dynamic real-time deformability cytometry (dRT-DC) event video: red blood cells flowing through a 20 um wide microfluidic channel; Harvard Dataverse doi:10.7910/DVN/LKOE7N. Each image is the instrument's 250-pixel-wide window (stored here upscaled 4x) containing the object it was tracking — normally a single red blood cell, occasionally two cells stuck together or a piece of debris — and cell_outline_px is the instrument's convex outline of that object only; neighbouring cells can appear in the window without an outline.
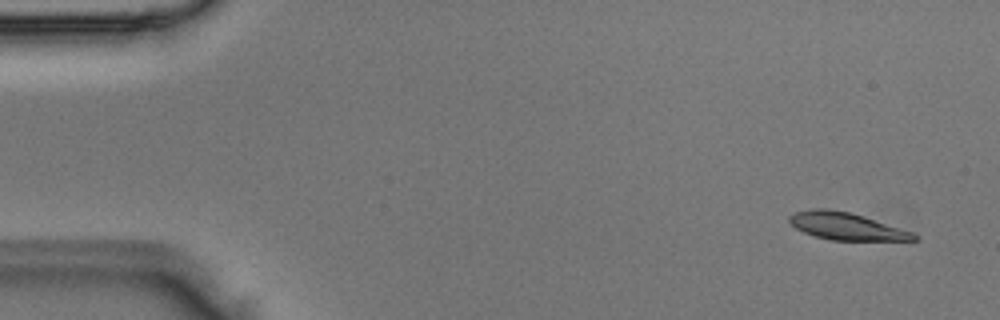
{"species": "Egyptian fruit bat (a non-hibernating species)", "species_latin": "Rousettus aegyptiacus", "temperature_condition": "room temperature", "stored_images_in_passage": 5, "camera_frame_rate_fps": 3000, "um_per_image_px": 0.085, "animal": {"sex": "male"}, "frame": {"image": 1, "passage_image": 1, "time_ms": 0.0, "image_size_px": [1000, 320], "cell_outline_px": [[920, 240], [832, 240], [816, 236], [804, 232], [796, 228], [788, 220], [788, 216], [796, 212], [812, 208], [828, 208], [848, 212], [864, 216], [912, 232], [920, 236]], "centroid_in_image_um": [71.95, 19.22], "position_along_channel_um": 13.1, "area_um2": 19.65}}
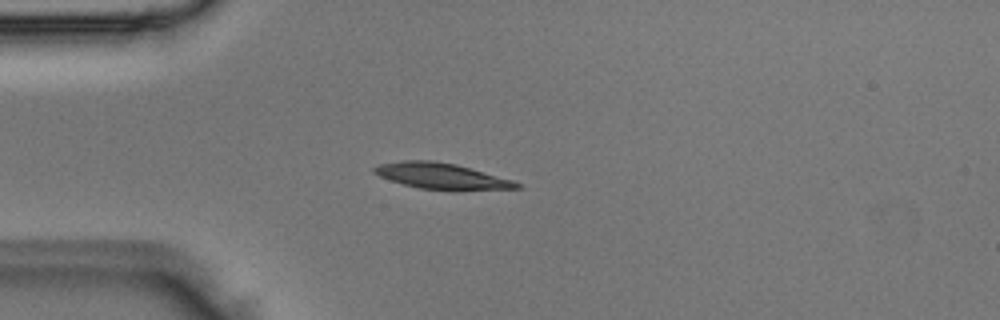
{"frame": {"image": 2, "passage_image": 4, "time_ms": 1.0, "image_size_px": [1000, 320], "cell_outline_px": [[520, 188], [452, 192], [420, 188], [404, 184], [380, 176], [372, 172], [372, 168], [380, 164], [400, 160], [432, 160], [456, 164], [512, 180], [520, 184]], "centroid_in_image_um": [37.54, 14.99], "position_along_channel_um": 47.5, "area_um2": 21.85}}